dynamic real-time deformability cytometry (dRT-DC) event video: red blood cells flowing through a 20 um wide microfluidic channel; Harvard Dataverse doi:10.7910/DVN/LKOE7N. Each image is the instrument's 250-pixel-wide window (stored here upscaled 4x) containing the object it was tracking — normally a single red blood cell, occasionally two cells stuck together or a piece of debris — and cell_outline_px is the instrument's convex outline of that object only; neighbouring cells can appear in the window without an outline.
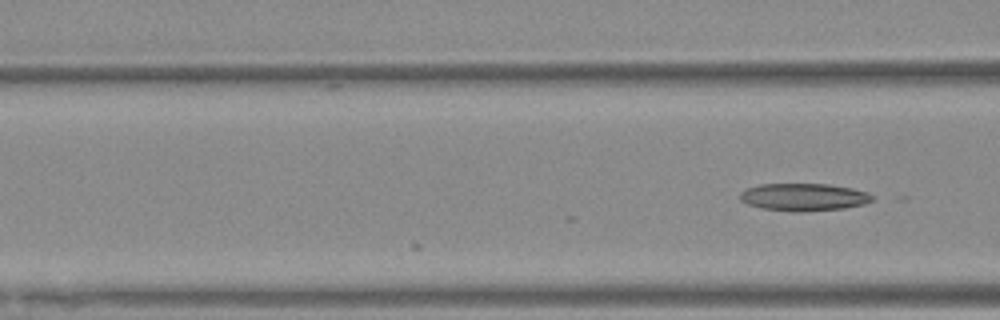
{"species": "Egyptian fruit bat (a non-hibernating species)", "species_latin": "Rousettus aegyptiacus", "temperature_condition": "warm", "stored_images_in_passage": 11, "camera_frame_rate_fps": 3000, "um_per_image_px": 0.085, "animal": {"sex": "female"}, "frame": {"image": 1, "passage_image": 11, "time_ms": 3.333, "image_size_px": [1000, 320], "cell_outline_px": [[876, 200], [864, 204], [844, 208], [800, 212], [792, 212], [764, 208], [748, 204], [740, 200], [740, 192], [748, 188], [760, 184], [828, 184], [852, 188], [868, 192], [876, 196]], "centroid_in_image_um": [68.38, 16.75], "position_along_channel_um": 98.2, "area_um2": 21.33}}